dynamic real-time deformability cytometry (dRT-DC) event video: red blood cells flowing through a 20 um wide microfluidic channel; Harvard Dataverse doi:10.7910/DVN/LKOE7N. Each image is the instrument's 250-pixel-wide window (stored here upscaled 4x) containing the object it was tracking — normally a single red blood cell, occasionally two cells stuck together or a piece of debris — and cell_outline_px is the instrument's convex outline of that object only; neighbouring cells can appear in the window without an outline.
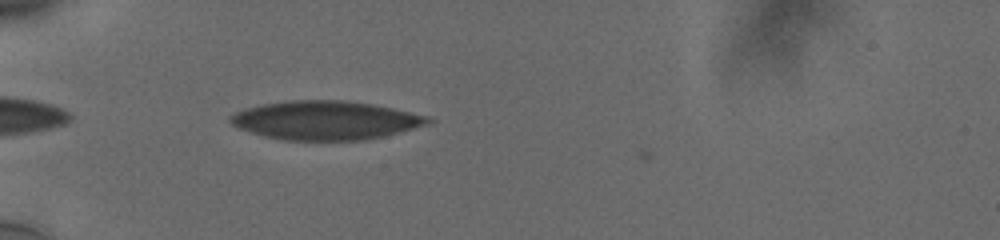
{"species": "human", "species_latin": "Homo sapiens", "temperature_condition": "cold", "stored_images_in_passage": 36, "camera_frame_rate_fps": 3000, "um_per_image_px": 0.085, "donor": {"sex": "male"}, "frame": {"image": 1, "passage_image": 2, "time_ms": 0.333, "image_size_px": [1000, 240], "cell_outline_px": [[436, 120], [428, 124], [400, 132], [384, 136], [364, 140], [284, 140], [252, 132], [240, 128], [232, 124], [228, 120], [228, 116], [244, 108], [264, 104], [292, 100], [348, 100], [372, 104], [392, 108], [428, 116]], "centroid_in_image_um": [27.69, 10.22], "position_along_channel_um": 57.3, "area_um2": 44.51}}
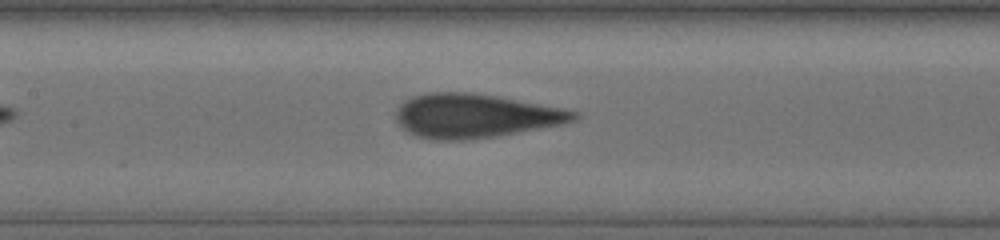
{"frame": {"image": 2, "passage_image": 12, "time_ms": 3.667, "image_size_px": [1000, 240], "cell_outline_px": [[580, 116], [576, 120], [560, 124], [516, 132], [468, 140], [432, 140], [416, 136], [408, 132], [396, 120], [396, 108], [404, 100], [412, 96], [424, 92], [468, 92], [496, 96], [560, 108], [576, 112]], "centroid_in_image_um": [40.29, 9.84], "position_along_channel_um": 167.1, "area_um2": 45.14}}
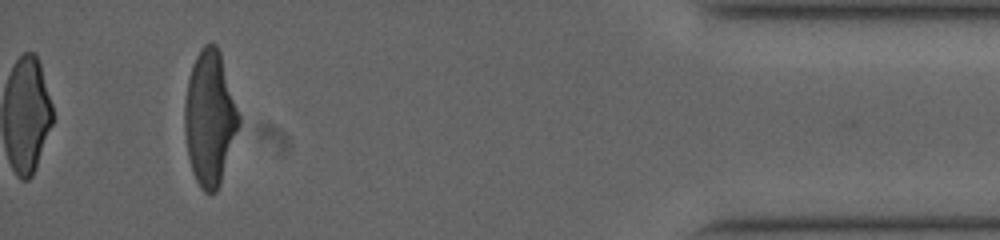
{"frame": {"image": 3, "passage_image": 36, "time_ms": 11.667, "image_size_px": [1000, 240], "cell_outline_px": [[240, 124], [220, 184], [216, 192], [204, 192], [200, 188], [192, 172], [188, 156], [184, 132], [184, 100], [188, 80], [192, 64], [200, 48], [204, 44], [216, 44], [220, 52], [240, 116]], "centroid_in_image_um": [17.81, 10.04], "position_along_channel_um": 417.4, "area_um2": 42.54}, "authors_computed_cell_mechanics": {"area_um2": 44.1014, "velocity_mm_per_s": 3.7843, "shape_relaxation_time_tau1_ms": 5.1143, "shape_relaxation_time_tau2_ms": 0.777, "deformation_change_tau1": 0.1813, "deformation_change_tau2": 0.0547}}